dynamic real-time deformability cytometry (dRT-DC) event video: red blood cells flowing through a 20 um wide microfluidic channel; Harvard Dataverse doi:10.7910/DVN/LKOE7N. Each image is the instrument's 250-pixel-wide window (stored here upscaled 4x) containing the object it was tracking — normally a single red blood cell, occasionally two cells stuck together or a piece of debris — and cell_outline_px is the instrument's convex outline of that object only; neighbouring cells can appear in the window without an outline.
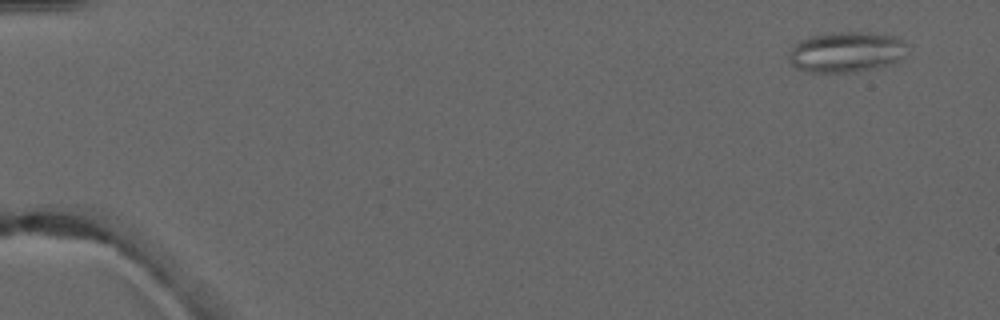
{"species": "common noctule bat (a hibernating species)", "species_latin": "Nyctalus noctula", "temperature_condition": "warm", "stored_images_in_passage": 5, "camera_frame_rate_fps": 3000, "um_per_image_px": 0.085, "animal": {"sex": "male", "forearm_length_mm": 52.5}, "frame": {"image": 1, "passage_image": 1, "time_ms": 0.0, "image_size_px": [1000, 320], "cell_outline_px": [[908, 44], [900, 56], [896, 60], [888, 64], [876, 68], [852, 72], [812, 72], [796, 68], [788, 60], [788, 56], [792, 48], [800, 40], [812, 36], [840, 32], [860, 32], [892, 36], [904, 40]], "centroid_in_image_um": [71.89, 4.42], "position_along_channel_um": 13.1, "area_um2": 27.4}}